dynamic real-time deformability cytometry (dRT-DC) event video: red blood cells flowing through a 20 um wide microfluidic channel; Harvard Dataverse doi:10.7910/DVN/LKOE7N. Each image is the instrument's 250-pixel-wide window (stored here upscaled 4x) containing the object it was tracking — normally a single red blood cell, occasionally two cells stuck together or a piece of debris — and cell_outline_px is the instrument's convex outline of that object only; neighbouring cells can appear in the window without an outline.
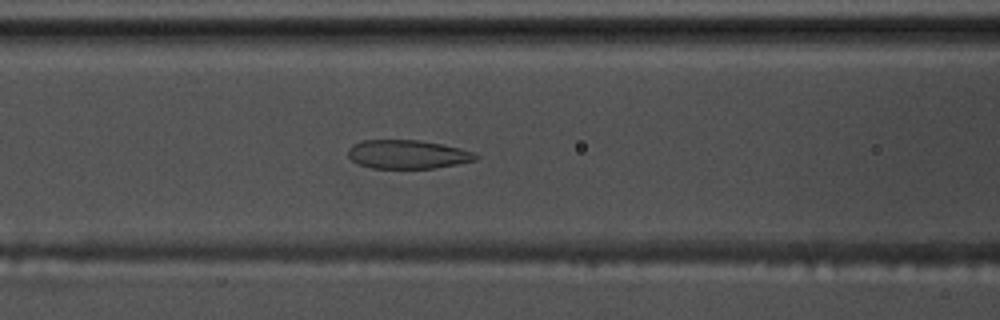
{"species": "common noctule bat (a hibernating species)", "species_latin": "Nyctalus noctula", "temperature_condition": "warm", "stored_images_in_passage": 44, "camera_frame_rate_fps": 3000, "um_per_image_px": 0.085, "animal": {"sex": "male", "body_mass_g": 17.5, "forearm_length_mm": 52.3}, "frame": {"image": 1, "passage_image": 18, "time_ms": 5.667, "image_size_px": [1000, 320], "cell_outline_px": [[480, 156], [476, 160], [456, 164], [432, 168], [372, 168], [360, 164], [352, 160], [348, 156], [348, 148], [352, 144], [360, 140], [420, 140], [460, 148], [472, 152]], "centroid_in_image_um": [34.61, 13.11], "position_along_channel_um": 132.0, "area_um2": 21.27}}
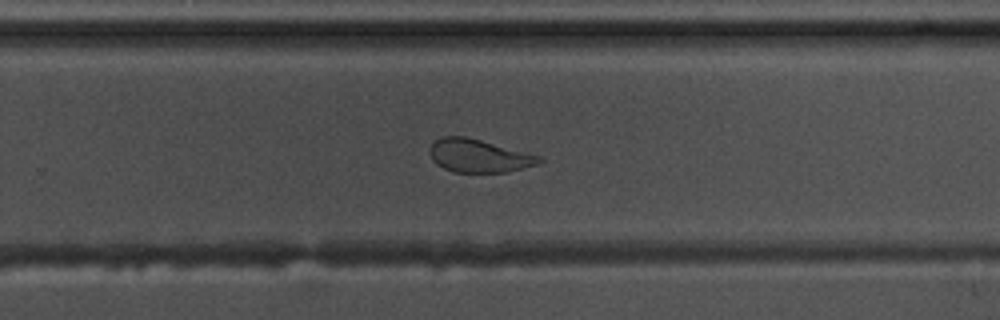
{"frame": {"image": 2, "passage_image": 31, "time_ms": 10.0, "image_size_px": [1000, 320], "cell_outline_px": [[544, 160], [540, 164], [508, 172], [452, 172], [436, 164], [432, 160], [428, 152], [428, 148], [436, 140], [444, 136], [464, 136], [480, 140], [540, 156]], "centroid_in_image_um": [40.68, 13.26], "position_along_channel_um": 289.1, "area_um2": 21.1}}
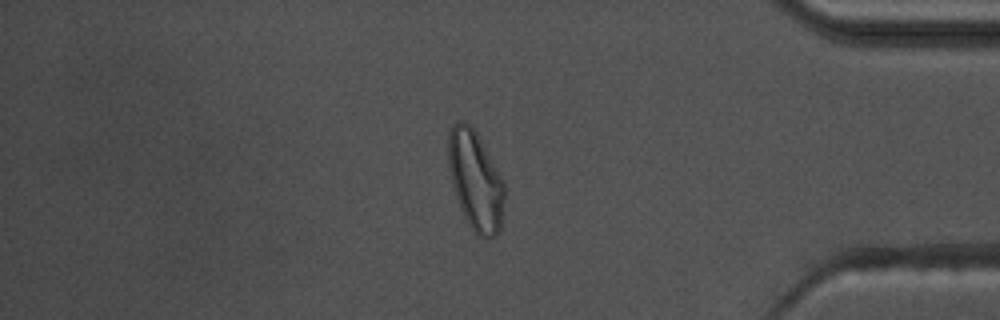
{"frame": {"image": 3, "passage_image": 42, "time_ms": 13.667, "image_size_px": [1000, 320], "cell_outline_px": [[504, 200], [500, 228], [496, 236], [480, 236], [468, 224], [460, 208], [452, 184], [448, 168], [448, 132], [452, 124], [460, 120], [464, 120], [476, 132], [500, 176], [504, 184]], "centroid_in_image_um": [40.38, 15.32], "position_along_channel_um": 394.8, "area_um2": 31.96}}